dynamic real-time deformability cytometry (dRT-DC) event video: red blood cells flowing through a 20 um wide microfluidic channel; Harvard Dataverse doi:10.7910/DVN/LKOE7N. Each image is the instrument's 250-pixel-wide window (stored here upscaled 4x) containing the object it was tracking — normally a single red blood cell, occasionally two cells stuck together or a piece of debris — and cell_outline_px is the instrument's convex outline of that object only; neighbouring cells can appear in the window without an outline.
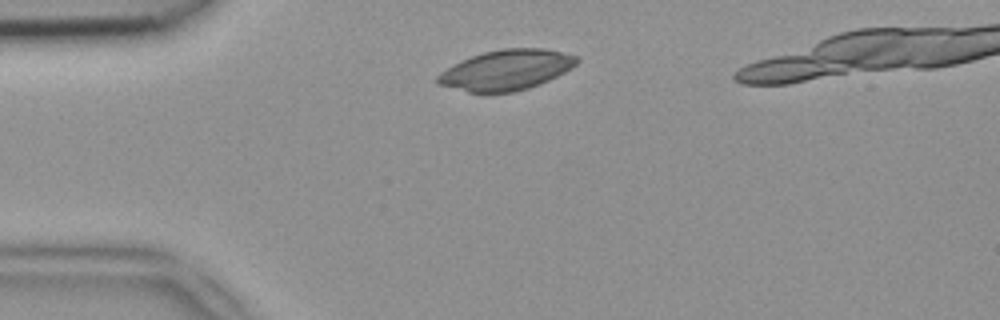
{"species": "common noctule bat (a hibernating species)", "species_latin": "Nyctalus noctula", "temperature_condition": "room temperature", "stored_images_in_passage": 37, "camera_frame_rate_fps": 3000, "um_per_image_px": 0.085, "animal": {"sex": "female", "body_mass_g": 18.4}, "frame": {"image": 1, "passage_image": 5, "time_ms": 1.333, "image_size_px": [1000, 320], "cell_outline_px": [[580, 60], [572, 68], [540, 84], [528, 88], [512, 92], [468, 92], [436, 84], [436, 76], [440, 72], [452, 64], [460, 60], [484, 52], [504, 48], [544, 48], [580, 56]], "centroid_in_image_um": [43.02, 5.94], "position_along_channel_um": 42.0, "area_um2": 32.77}}
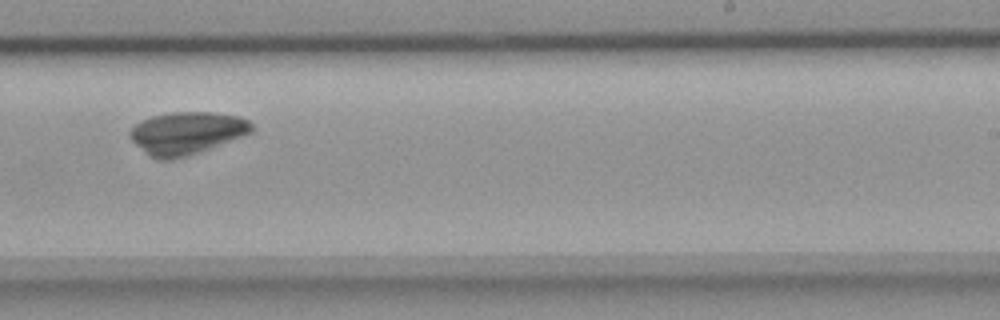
{"frame": {"image": 2, "passage_image": 24, "time_ms": 7.667, "image_size_px": [1000, 320], "cell_outline_px": [[252, 132], [244, 136], [188, 156], [172, 160], [156, 160], [136, 144], [128, 136], [128, 132], [140, 120], [152, 116], [172, 112], [216, 112], [240, 116], [248, 120], [252, 124]], "centroid_in_image_um": [15.87, 11.31], "position_along_channel_um": 273.1, "area_um2": 30.29}}
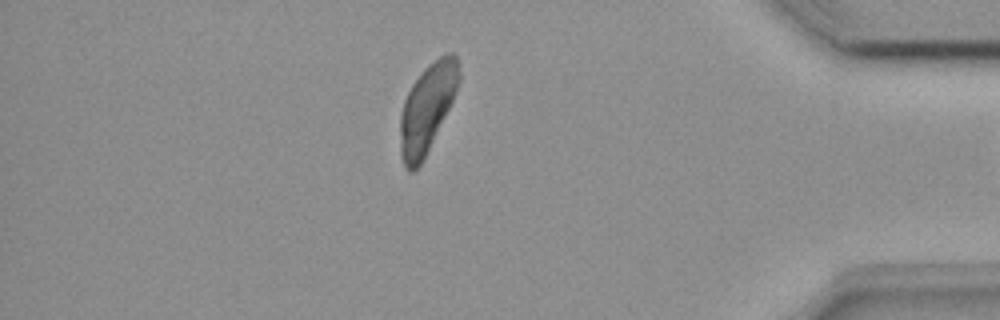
{"frame": {"image": 3, "passage_image": 36, "time_ms": 11.667, "image_size_px": [1000, 320], "cell_outline_px": [[460, 80], [452, 100], [420, 164], [412, 172], [408, 172], [404, 168], [400, 156], [400, 116], [404, 100], [412, 84], [424, 68], [428, 64], [444, 52], [452, 52], [456, 56], [460, 64]], "centroid_in_image_um": [36.29, 9.14], "position_along_channel_um": 398.9, "area_um2": 30.06}}